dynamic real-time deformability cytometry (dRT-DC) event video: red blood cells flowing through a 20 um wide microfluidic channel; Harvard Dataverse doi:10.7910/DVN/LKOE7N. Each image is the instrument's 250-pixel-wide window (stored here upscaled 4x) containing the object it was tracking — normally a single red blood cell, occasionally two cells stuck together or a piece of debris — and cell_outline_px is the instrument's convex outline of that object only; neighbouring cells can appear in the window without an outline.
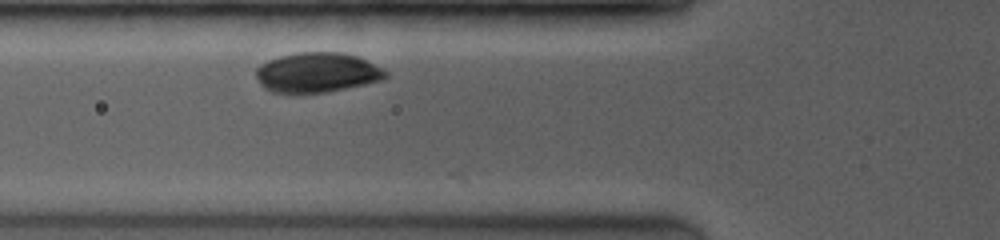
{"species": "common noctule bat (a hibernating species)", "species_latin": "Nyctalus noctula", "temperature_condition": "room temperature", "stored_images_in_passage": 3, "camera_frame_rate_fps": 3500, "um_per_image_px": 0.085, "animal": {"sex": "female", "body_mass_g": 19.0, "forearm_length_mm": 53.3}, "frame": {"image": 1, "passage_image": 2, "time_ms": 0.571, "image_size_px": [1000, 240], "cell_outline_px": [[388, 76], [380, 80], [364, 84], [328, 92], [292, 96], [272, 92], [264, 88], [260, 84], [256, 76], [256, 68], [260, 64], [268, 60], [280, 56], [300, 52], [344, 52], [356, 56], [384, 68], [388, 72]], "centroid_in_image_um": [26.91, 6.2], "position_along_channel_um": 98.9, "area_um2": 30.81}}